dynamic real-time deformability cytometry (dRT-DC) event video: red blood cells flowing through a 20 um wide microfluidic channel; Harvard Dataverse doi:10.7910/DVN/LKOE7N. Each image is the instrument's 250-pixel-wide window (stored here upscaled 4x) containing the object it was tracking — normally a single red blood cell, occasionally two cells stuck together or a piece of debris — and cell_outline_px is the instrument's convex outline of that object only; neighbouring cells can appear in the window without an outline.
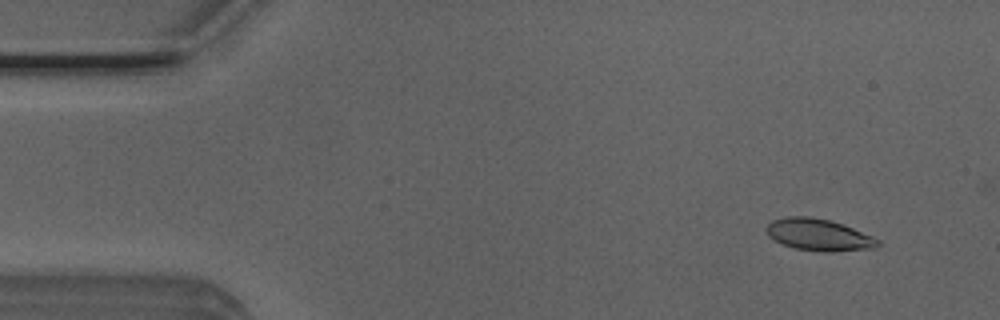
{"species": "Egyptian fruit bat (a non-hibernating species)", "species_latin": "Rousettus aegyptiacus", "temperature_condition": "room temperature", "stored_images_in_passage": 48, "camera_frame_rate_fps": 3000, "um_per_image_px": 0.085, "animal": {"sex": "male"}, "frame": {"image": 1, "passage_image": 1, "time_ms": 0.0, "image_size_px": [1000, 320], "cell_outline_px": [[880, 244], [876, 248], [836, 252], [824, 252], [796, 248], [784, 244], [768, 236], [764, 228], [772, 220], [788, 216], [808, 216], [828, 220], [844, 224], [872, 236], [880, 240]], "centroid_in_image_um": [69.61, 19.96], "position_along_channel_um": 15.4, "area_um2": 20.75}}
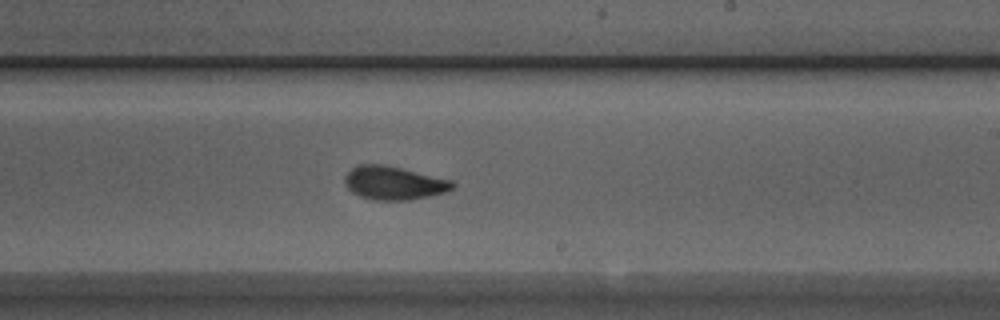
{"frame": {"image": 2, "passage_image": 27, "time_ms": 8.667, "image_size_px": [1000, 320], "cell_outline_px": [[456, 184], [452, 188], [444, 192], [428, 196], [408, 200], [372, 200], [360, 196], [352, 192], [348, 188], [344, 180], [344, 176], [356, 164], [384, 164], [452, 180]], "centroid_in_image_um": [33.44, 15.54], "position_along_channel_um": 255.6, "area_um2": 20.92}}
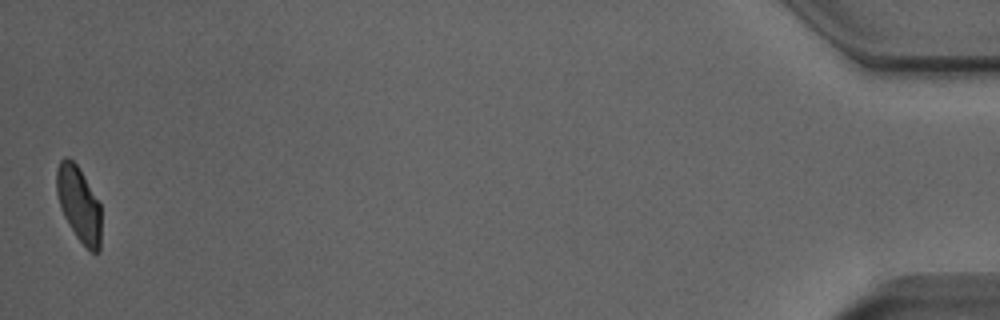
{"frame": {"image": 3, "passage_image": 48, "time_ms": 15.667, "image_size_px": [1000, 320], "cell_outline_px": [[100, 252], [92, 252], [76, 236], [64, 216], [60, 208], [56, 192], [56, 168], [60, 160], [64, 156], [68, 156], [76, 164], [100, 204]], "centroid_in_image_um": [6.67, 17.32], "position_along_channel_um": 428.5, "area_um2": 19.31}, "authors_computed_cell_mechanics": {"area_um2": 20.808, "velocity_mm_per_s": 3.9191, "shape_relaxation_time_tau1_ms": 2.8873, "shape_relaxation_time_tau2_ms": 1.7627, "deformation_change_tau1": 0.1156, "deformation_change_tau2": 0.0677}}